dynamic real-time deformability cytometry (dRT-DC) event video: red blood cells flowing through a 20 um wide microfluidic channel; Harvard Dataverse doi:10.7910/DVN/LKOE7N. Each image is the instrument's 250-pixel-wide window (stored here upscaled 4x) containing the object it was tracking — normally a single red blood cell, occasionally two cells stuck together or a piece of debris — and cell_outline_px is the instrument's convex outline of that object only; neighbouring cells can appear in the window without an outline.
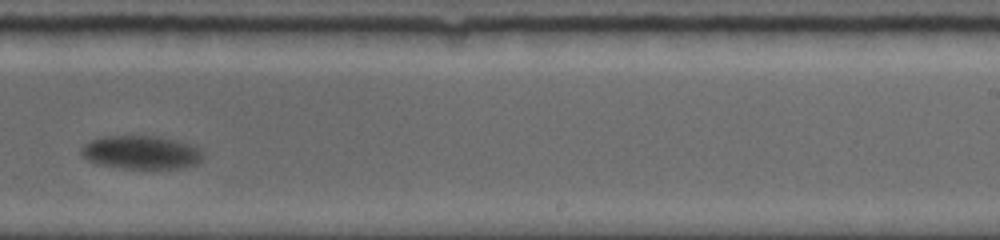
{"species": "common noctule bat (a hibernating species)", "species_latin": "Nyctalus noctula", "temperature_condition": "room temperature", "stored_images_in_passage": 20, "camera_frame_rate_fps": 5000, "um_per_image_px": 0.085, "animal": {"sex": "female", "body_mass_g": 19.0, "forearm_length_mm": 56.7}, "frame": {"image": 1, "passage_image": 12, "time_ms": 7.2, "image_size_px": [1000, 240], "cell_outline_px": [[204, 156], [196, 164], [184, 168], [120, 168], [100, 164], [88, 160], [80, 152], [80, 148], [84, 144], [92, 140], [104, 136], [156, 136], [176, 140], [200, 148]], "centroid_in_image_um": [12.01, 12.95], "position_along_channel_um": 277.0, "area_um2": 23.58}, "authors_computed_cell_mechanics": {"area_um2": 23.9292, "velocity_mm_per_s": 3.3931, "shape_relaxation_time_tau1_ms": 1.8751, "shape_relaxation_time_tau2_ms": null, "deformation_change_tau1": 0.0503, "deformation_change_tau2": null}}